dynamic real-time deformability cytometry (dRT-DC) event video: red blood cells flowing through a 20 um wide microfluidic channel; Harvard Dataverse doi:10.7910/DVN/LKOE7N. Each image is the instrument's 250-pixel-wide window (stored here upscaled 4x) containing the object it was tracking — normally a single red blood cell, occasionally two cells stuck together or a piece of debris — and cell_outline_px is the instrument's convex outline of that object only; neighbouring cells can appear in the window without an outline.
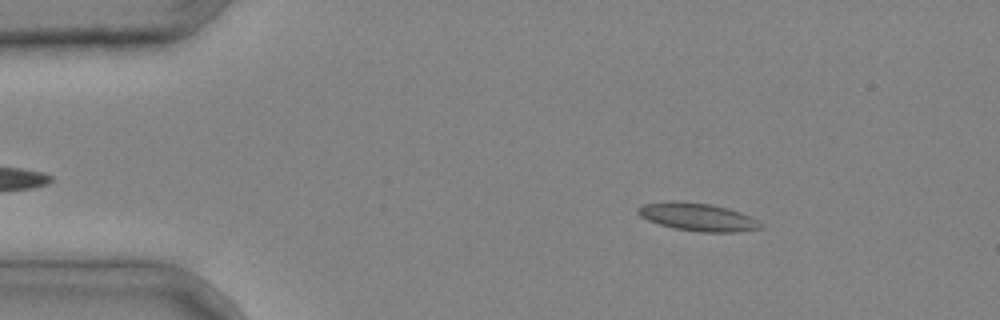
{"species": "common noctule bat (a hibernating species)", "species_latin": "Nyctalus noctula", "temperature_condition": "cold", "stored_images_in_passage": 41, "camera_frame_rate_fps": 3000, "um_per_image_px": 0.085, "animal": {"sex": "male", "body_mass_g": 20.4}, "frame": {"image": 1, "passage_image": 6, "time_ms": 1.667, "image_size_px": [1000, 320], "cell_outline_px": [[764, 228], [736, 232], [700, 232], [676, 228], [660, 224], [648, 220], [640, 216], [636, 212], [636, 208], [644, 204], [712, 204], [728, 208], [740, 212], [764, 224]], "centroid_in_image_um": [59.4, 18.5], "position_along_channel_um": 25.6, "area_um2": 18.96}}
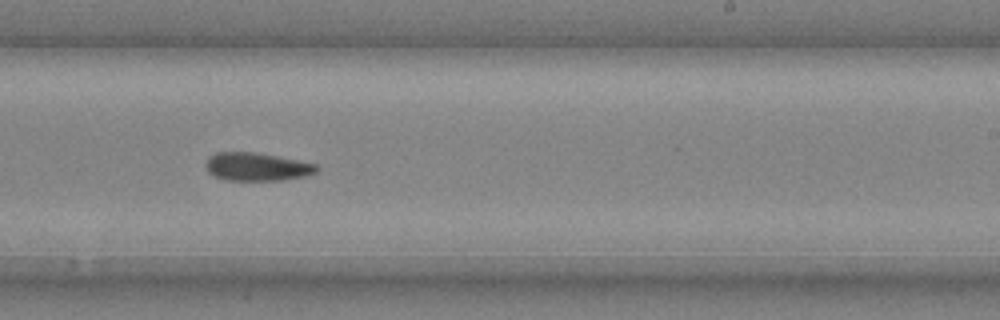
{"frame": {"image": 2, "passage_image": 26, "time_ms": 8.333, "image_size_px": [1000, 320], "cell_outline_px": [[320, 168], [316, 172], [304, 176], [280, 180], [228, 180], [216, 176], [208, 172], [204, 164], [208, 156], [216, 152], [256, 152], [316, 164]], "centroid_in_image_um": [21.79, 14.16], "position_along_channel_um": 267.2, "area_um2": 18.09}}
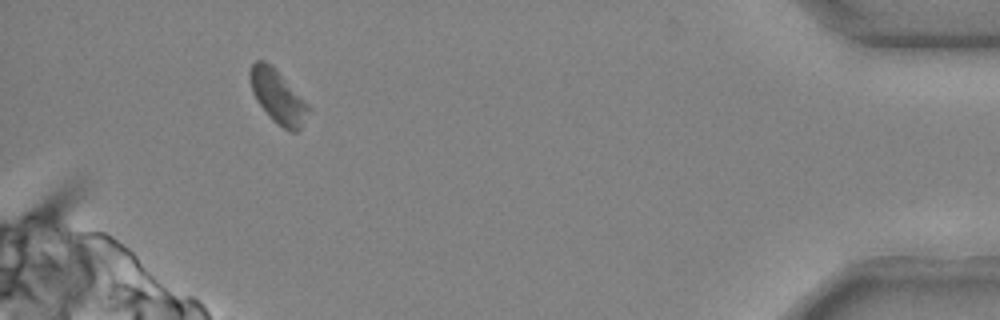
{"frame": {"image": 3, "passage_image": 39, "time_ms": 12.667, "image_size_px": [1000, 320], "cell_outline_px": [[312, 112], [300, 128], [296, 132], [292, 132], [276, 124], [272, 120], [256, 100], [252, 92], [248, 76], [248, 72], [252, 64], [256, 60], [264, 60], [272, 64], [276, 68], [312, 108]], "centroid_in_image_um": [23.63, 8.2], "position_along_channel_um": 411.6, "area_um2": 18.61}}